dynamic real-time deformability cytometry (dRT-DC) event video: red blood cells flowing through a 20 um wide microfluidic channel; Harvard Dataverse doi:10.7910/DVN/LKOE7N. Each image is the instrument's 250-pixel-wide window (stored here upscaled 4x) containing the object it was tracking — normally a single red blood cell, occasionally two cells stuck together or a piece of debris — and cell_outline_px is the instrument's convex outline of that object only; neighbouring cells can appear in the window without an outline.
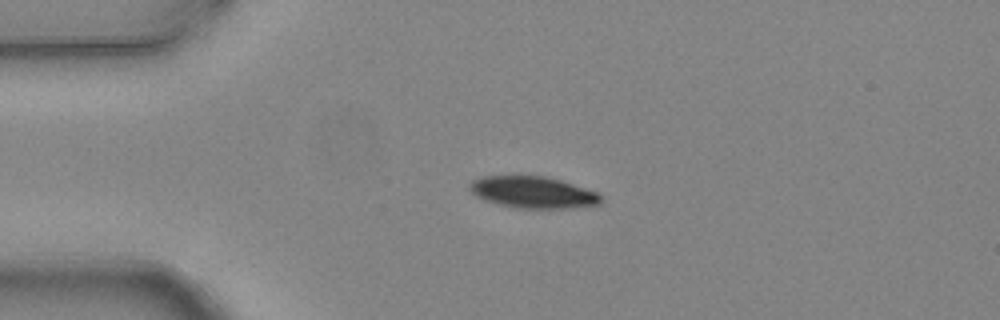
{"species": "common noctule bat (a hibernating species)", "species_latin": "Nyctalus noctula", "temperature_condition": "warm", "stored_images_in_passage": 4, "camera_frame_rate_fps": 3000, "um_per_image_px": 0.085, "animal": {"sex": "female", "body_mass_g": 24.6, "forearm_length_mm": 56.2}, "frame": {"image": 1, "passage_image": 3, "time_ms": 0.667, "image_size_px": [1000, 320], "cell_outline_px": [[604, 200], [600, 204], [568, 208], [516, 208], [484, 200], [476, 196], [468, 188], [468, 184], [472, 180], [480, 176], [548, 176], [596, 192]], "centroid_in_image_um": [45.27, 16.34], "position_along_channel_um": 39.7, "area_um2": 24.16}}